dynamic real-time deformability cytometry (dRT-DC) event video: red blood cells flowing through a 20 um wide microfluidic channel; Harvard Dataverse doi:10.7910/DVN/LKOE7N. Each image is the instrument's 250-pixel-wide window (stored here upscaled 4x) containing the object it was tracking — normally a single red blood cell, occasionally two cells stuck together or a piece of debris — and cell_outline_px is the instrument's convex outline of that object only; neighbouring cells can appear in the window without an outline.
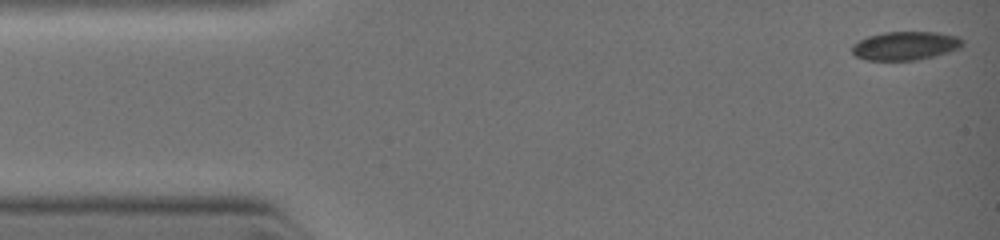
{"species": "common noctule bat (a hibernating species)", "species_latin": "Nyctalus noctula", "temperature_condition": "warm", "stored_images_in_passage": 29, "camera_frame_rate_fps": 3000, "um_per_image_px": 0.085, "animal": {"sex": "female", "body_mass_g": 19.0, "forearm_length_mm": 51.5}, "frame": {"image": 1, "passage_image": 1, "time_ms": 0.0, "image_size_px": [1000, 240], "cell_outline_px": [[964, 44], [960, 48], [948, 52], [916, 60], [864, 60], [856, 56], [852, 52], [852, 44], [868, 36], [884, 32], [936, 32], [960, 36], [964, 40]], "centroid_in_image_um": [76.97, 3.88], "position_along_channel_um": 8.0, "area_um2": 18.5}}
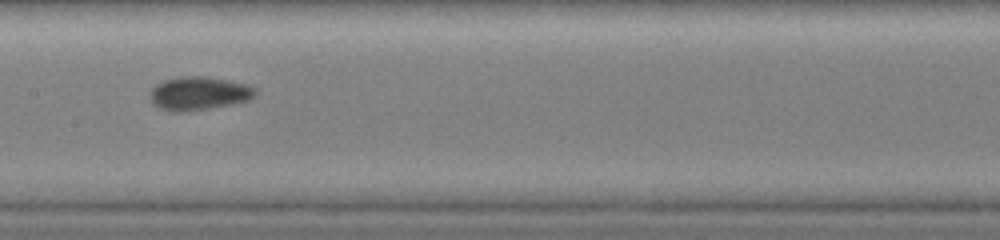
{"frame": {"image": 2, "passage_image": 14, "time_ms": 5.333, "image_size_px": [1000, 240], "cell_outline_px": [[256, 92], [248, 100], [232, 104], [208, 108], [180, 112], [172, 112], [160, 108], [148, 96], [148, 92], [156, 84], [164, 80], [180, 76], [204, 76], [228, 80], [244, 84], [256, 88]], "centroid_in_image_um": [16.85, 7.93], "position_along_channel_um": 190.5, "area_um2": 20.35}}
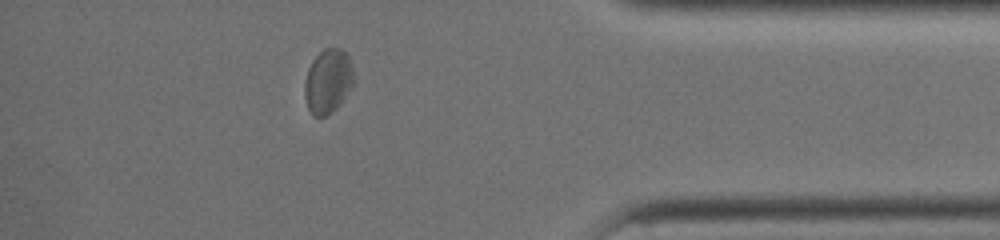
{"frame": {"image": 3, "passage_image": 25, "time_ms": 9.667, "image_size_px": [1000, 240], "cell_outline_px": [[352, 84], [340, 100], [324, 116], [316, 116], [308, 108], [304, 96], [304, 84], [308, 68], [312, 60], [324, 48], [340, 48], [348, 56], [352, 64]], "centroid_in_image_um": [27.83, 6.83], "position_along_channel_um": 407.4, "area_um2": 17.57}}